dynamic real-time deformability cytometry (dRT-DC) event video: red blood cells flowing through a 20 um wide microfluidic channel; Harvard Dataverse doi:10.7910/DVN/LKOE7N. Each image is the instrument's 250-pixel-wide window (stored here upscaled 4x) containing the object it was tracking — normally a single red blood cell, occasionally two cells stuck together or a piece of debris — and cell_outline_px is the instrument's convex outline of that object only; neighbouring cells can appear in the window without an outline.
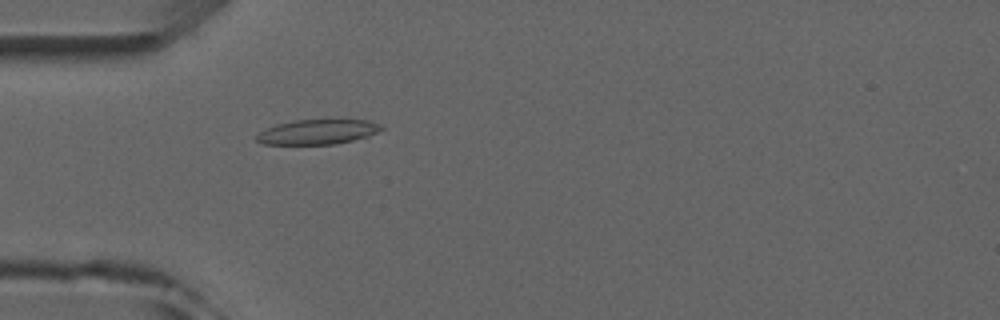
{"species": "common noctule bat (a hibernating species)", "species_latin": "Nyctalus noctula", "temperature_condition": "room temperature", "stored_images_in_passage": 4, "camera_frame_rate_fps": 3000, "um_per_image_px": 0.085, "animal": {"sex": "male", "forearm_length_mm": 52.5}, "frame": {"image": 1, "passage_image": 4, "time_ms": 4.333, "image_size_px": [1000, 320], "cell_outline_px": [[384, 128], [368, 136], [336, 144], [264, 144], [256, 140], [256, 136], [260, 132], [276, 124], [296, 120], [368, 120], [380, 124]], "centroid_in_image_um": [27.0, 11.21], "position_along_channel_um": 58.0, "area_um2": 17.8}}